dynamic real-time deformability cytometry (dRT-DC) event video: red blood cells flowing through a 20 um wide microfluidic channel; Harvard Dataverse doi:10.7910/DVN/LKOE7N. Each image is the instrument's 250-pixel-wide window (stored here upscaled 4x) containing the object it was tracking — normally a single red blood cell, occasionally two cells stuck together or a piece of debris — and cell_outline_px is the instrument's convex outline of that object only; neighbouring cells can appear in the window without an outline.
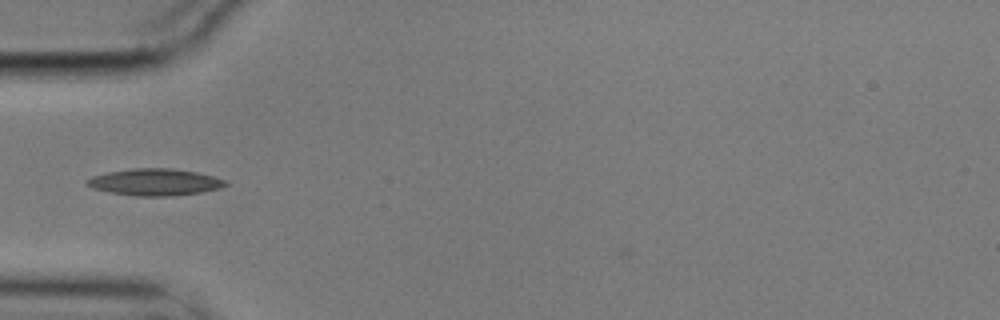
{"species": "common noctule bat (a hibernating species)", "species_latin": "Nyctalus noctula", "temperature_condition": "cold", "stored_images_in_passage": 39, "camera_frame_rate_fps": 3000, "um_per_image_px": 0.085, "animal": {"sex": "male", "body_mass_g": 17.9}, "frame": {"image": 1, "passage_image": 2, "time_ms": 0.333, "image_size_px": [1000, 320], "cell_outline_px": [[228, 184], [220, 188], [200, 192], [172, 196], [136, 196], [112, 192], [92, 188], [84, 184], [84, 180], [92, 176], [108, 172], [132, 168], [168, 168], [196, 172], [212, 176], [224, 180]], "centroid_in_image_um": [13.11, 15.48], "position_along_channel_um": 71.9, "area_um2": 21.5}}
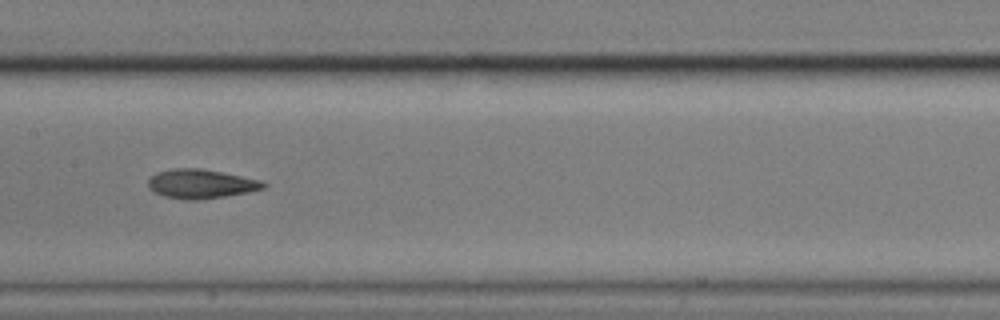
{"frame": {"image": 2, "passage_image": 12, "time_ms": 3.667, "image_size_px": [1000, 320], "cell_outline_px": [[268, 184], [264, 188], [248, 192], [224, 196], [196, 200], [184, 200], [164, 196], [148, 188], [148, 180], [156, 172], [172, 168], [200, 168], [260, 180]], "centroid_in_image_um": [17.05, 15.63], "position_along_channel_um": 190.4, "area_um2": 19.42}}
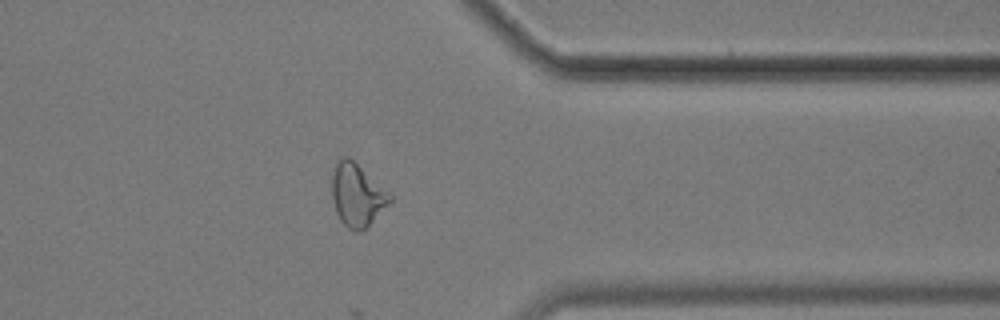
{"frame": {"image": 3, "passage_image": 29, "time_ms": 9.333, "image_size_px": [1000, 320], "cell_outline_px": [[392, 200], [360, 232], [352, 232], [340, 220], [336, 212], [332, 196], [332, 176], [336, 160], [340, 156], [348, 156], [388, 192], [392, 196]], "centroid_in_image_um": [30.3, 16.56], "position_along_channel_um": 381.1, "area_um2": 20.75}}